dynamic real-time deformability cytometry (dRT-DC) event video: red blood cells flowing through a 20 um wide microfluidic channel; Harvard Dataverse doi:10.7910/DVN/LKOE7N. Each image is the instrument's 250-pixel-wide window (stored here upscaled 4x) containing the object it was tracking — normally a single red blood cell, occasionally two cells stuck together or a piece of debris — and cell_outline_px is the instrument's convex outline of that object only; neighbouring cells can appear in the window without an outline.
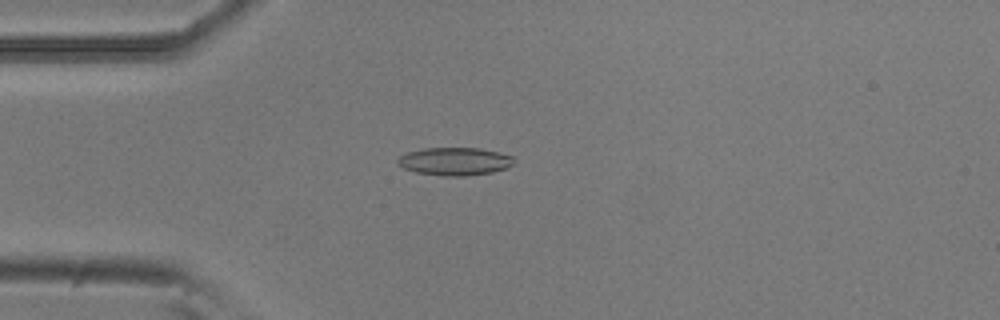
{"species": "common noctule bat (a hibernating species)", "species_latin": "Nyctalus noctula", "temperature_condition": "room temperature", "stored_images_in_passage": 53, "camera_frame_rate_fps": 3000, "um_per_image_px": 0.085, "animal": {"sex": "male", "body_mass_g": 20.5, "forearm_length_mm": 52.5}, "frame": {"image": 1, "passage_image": 14, "time_ms": 4.333, "image_size_px": [1000, 320], "cell_outline_px": [[512, 164], [504, 168], [492, 172], [468, 176], [444, 176], [416, 172], [404, 168], [396, 160], [400, 156], [408, 152], [424, 148], [480, 148], [512, 156]], "centroid_in_image_um": [38.62, 13.72], "position_along_channel_um": 46.4, "area_um2": 18.61}}
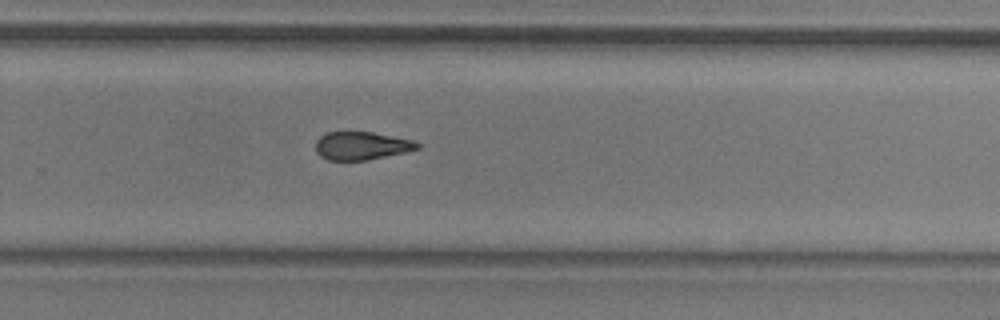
{"frame": {"image": 2, "passage_image": 35, "time_ms": 11.333, "image_size_px": [1000, 320], "cell_outline_px": [[420, 148], [404, 152], [368, 160], [328, 160], [320, 156], [316, 152], [316, 140], [324, 132], [372, 132], [412, 140], [420, 144]], "centroid_in_image_um": [30.69, 12.39], "position_along_channel_um": 299.1, "area_um2": 16.59}}
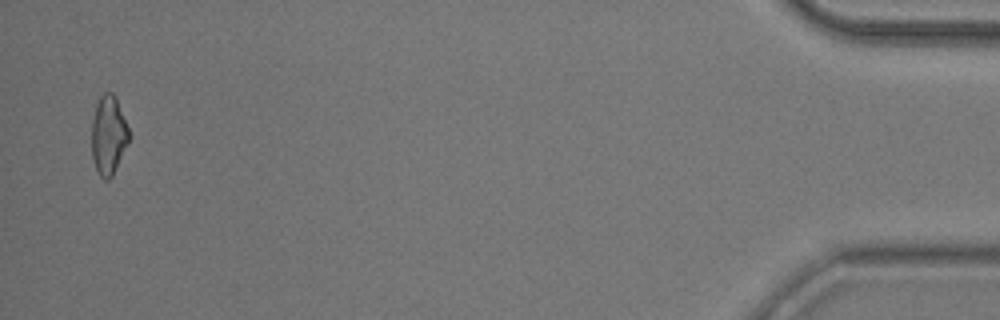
{"frame": {"image": 3, "passage_image": 52, "time_ms": 17.0, "image_size_px": [1000, 320], "cell_outline_px": [[128, 144], [112, 176], [108, 180], [104, 180], [96, 172], [92, 156], [92, 120], [96, 104], [100, 96], [104, 92], [112, 92], [116, 96], [128, 128]], "centroid_in_image_um": [9.21, 11.49], "position_along_channel_um": 426.0, "area_um2": 17.17}, "authors_computed_cell_mechanics": {"area_um2": 17.918, "velocity_mm_per_s": 3.8091, "shape_relaxation_time_tau1_ms": null, "shape_relaxation_time_tau2_ms": 3.7864, "deformation_change_tau1": null, "deformation_change_tau2": 0.1267}}